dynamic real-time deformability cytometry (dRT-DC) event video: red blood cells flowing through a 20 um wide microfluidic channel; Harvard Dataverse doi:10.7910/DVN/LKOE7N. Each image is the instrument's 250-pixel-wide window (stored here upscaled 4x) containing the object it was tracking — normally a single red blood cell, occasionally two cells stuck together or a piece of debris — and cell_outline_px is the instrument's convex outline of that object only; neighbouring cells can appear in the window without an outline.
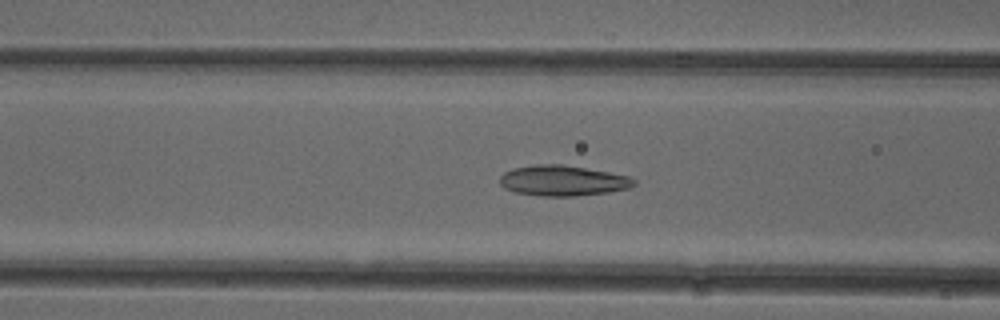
{"species": "common noctule bat (a hibernating species)", "species_latin": "Nyctalus noctula", "temperature_condition": "cold", "stored_images_in_passage": 46, "camera_frame_rate_fps": 3000, "um_per_image_px": 0.085, "animal": {"sex": "female"}, "frame": {"image": 1, "passage_image": 14, "time_ms": 4.333, "image_size_px": [1000, 320], "cell_outline_px": [[636, 184], [628, 188], [608, 192], [576, 196], [540, 196], [516, 192], [504, 188], [500, 184], [500, 176], [504, 172], [512, 168], [536, 164], [560, 164], [608, 172], [628, 176], [636, 180]], "centroid_in_image_um": [47.81, 15.35], "position_along_channel_um": 118.8, "area_um2": 23.76}}
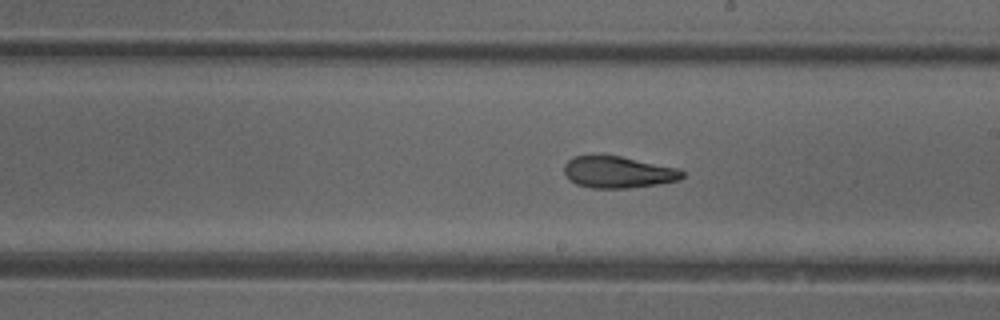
{"frame": {"image": 2, "passage_image": 23, "time_ms": 7.333, "image_size_px": [1000, 320], "cell_outline_px": [[684, 176], [680, 180], [656, 184], [628, 188], [592, 188], [576, 184], [568, 180], [564, 172], [564, 164], [572, 156], [604, 152], [680, 168], [684, 172]], "centroid_in_image_um": [52.5, 14.58], "position_along_channel_um": 236.5, "area_um2": 22.72}}
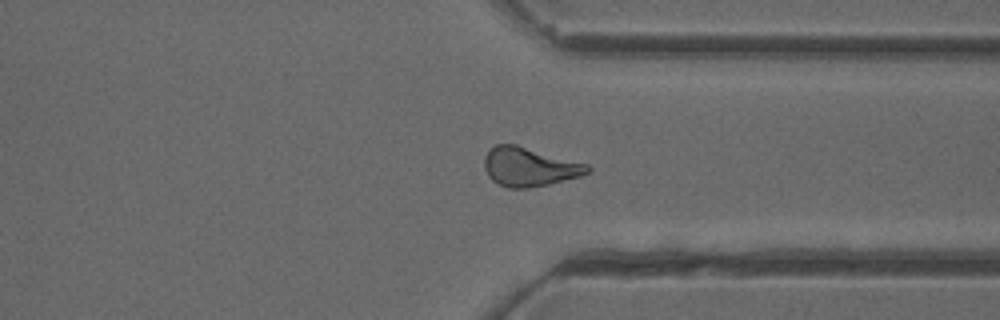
{"frame": {"image": 3, "passage_image": 33, "time_ms": 10.667, "image_size_px": [1000, 320], "cell_outline_px": [[592, 168], [588, 172], [580, 176], [548, 184], [528, 188], [508, 188], [492, 180], [488, 176], [484, 168], [484, 156], [496, 144], [516, 144], [588, 164]], "centroid_in_image_um": [44.99, 14.18], "position_along_channel_um": 366.4, "area_um2": 23.29}, "authors_computed_cell_mechanics": {"area_um2": 23.2934, "velocity_mm_per_s": 3.9129, "shape_relaxation_time_tau1_ms": null, "shape_relaxation_time_tau2_ms": 2.3096, "deformation_change_tau1": null, "deformation_change_tau2": 0.1002}}